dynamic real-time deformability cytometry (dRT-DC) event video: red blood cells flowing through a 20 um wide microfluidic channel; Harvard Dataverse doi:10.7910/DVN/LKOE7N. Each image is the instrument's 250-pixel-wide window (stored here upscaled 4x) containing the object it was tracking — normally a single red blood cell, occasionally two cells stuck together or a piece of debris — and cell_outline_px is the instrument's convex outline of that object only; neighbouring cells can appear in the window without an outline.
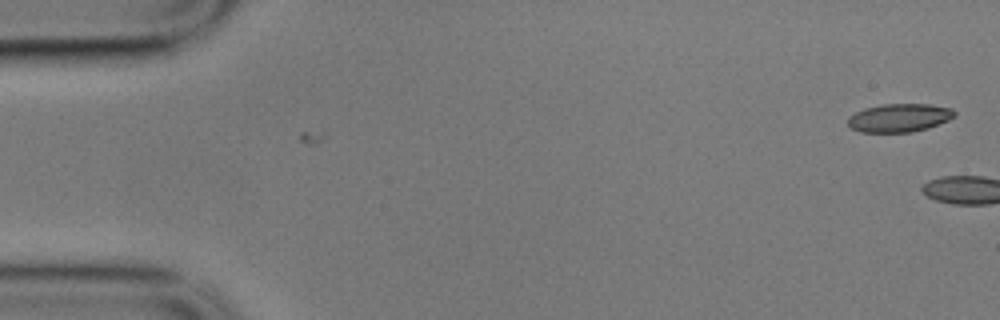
{"species": "common noctule bat (a hibernating species)", "species_latin": "Nyctalus noctula", "temperature_condition": "cold", "stored_images_in_passage": 3, "camera_frame_rate_fps": 3000, "um_per_image_px": 0.085, "animal": {"sex": "male", "body_mass_g": 17.9}, "frame": {"image": 1, "passage_image": 3, "time_ms": 0.667, "image_size_px": [1000, 320], "cell_outline_px": [[956, 116], [948, 120], [928, 128], [912, 132], [860, 132], [852, 128], [848, 124], [848, 116], [864, 108], [884, 104], [928, 104], [952, 108], [956, 112]], "centroid_in_image_um": [76.45, 10.01], "position_along_channel_um": 8.5, "area_um2": 17.63}}